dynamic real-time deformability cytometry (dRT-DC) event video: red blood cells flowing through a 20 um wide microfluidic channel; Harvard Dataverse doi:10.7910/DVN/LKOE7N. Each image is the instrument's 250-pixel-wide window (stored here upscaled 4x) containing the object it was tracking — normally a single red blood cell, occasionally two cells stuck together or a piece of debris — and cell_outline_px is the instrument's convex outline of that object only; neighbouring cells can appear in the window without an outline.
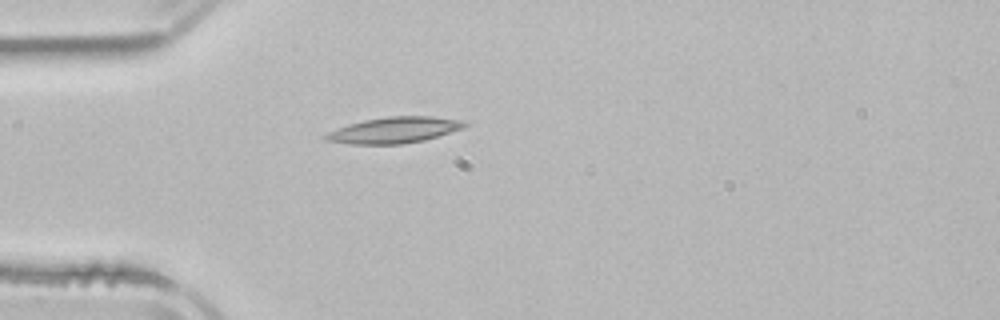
{"species": "common noctule bat (a hibernating species)", "species_latin": "Nyctalus noctula", "temperature_condition": "room temperature", "stored_images_in_passage": 1, "camera_frame_rate_fps": 3000, "um_per_image_px": 0.085, "animal": {"sex": "male", "body_mass_g": 21.5, "forearm_length_mm": 52.0}, "frame": {"image": 1, "passage_image": 1, "time_ms": 0.0, "image_size_px": [1000, 320], "cell_outline_px": [[468, 124], [464, 128], [424, 140], [400, 144], [352, 144], [324, 140], [320, 136], [336, 128], [348, 124], [364, 120], [388, 116], [432, 116], [460, 120]], "centroid_in_image_um": [33.46, 11.05], "position_along_channel_um": 51.5, "area_um2": 21.1}}